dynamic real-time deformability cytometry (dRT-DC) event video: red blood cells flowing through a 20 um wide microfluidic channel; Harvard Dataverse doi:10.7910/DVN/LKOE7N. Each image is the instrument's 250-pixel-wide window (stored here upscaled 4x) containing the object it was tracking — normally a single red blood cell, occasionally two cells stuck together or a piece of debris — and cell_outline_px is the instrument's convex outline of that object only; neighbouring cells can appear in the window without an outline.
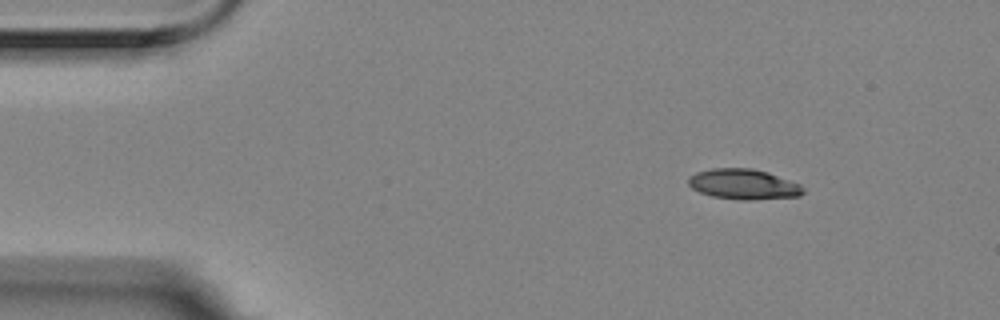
{"species": "Egyptian fruit bat (a non-hibernating species)", "species_latin": "Rousettus aegyptiacus", "temperature_condition": "room temperature", "stored_images_in_passage": 5, "camera_frame_rate_fps": 3000, "um_per_image_px": 0.085, "animal": {"sex": "female"}, "frame": {"image": 1, "passage_image": 5, "time_ms": 1.333, "image_size_px": [1000, 320], "cell_outline_px": [[804, 192], [800, 196], [752, 200], [740, 200], [712, 196], [700, 192], [692, 188], [688, 184], [688, 176], [696, 172], [712, 168], [752, 168], [768, 172], [800, 184], [804, 188]], "centroid_in_image_um": [63.19, 15.66], "position_along_channel_um": 21.8, "area_um2": 20.4}}